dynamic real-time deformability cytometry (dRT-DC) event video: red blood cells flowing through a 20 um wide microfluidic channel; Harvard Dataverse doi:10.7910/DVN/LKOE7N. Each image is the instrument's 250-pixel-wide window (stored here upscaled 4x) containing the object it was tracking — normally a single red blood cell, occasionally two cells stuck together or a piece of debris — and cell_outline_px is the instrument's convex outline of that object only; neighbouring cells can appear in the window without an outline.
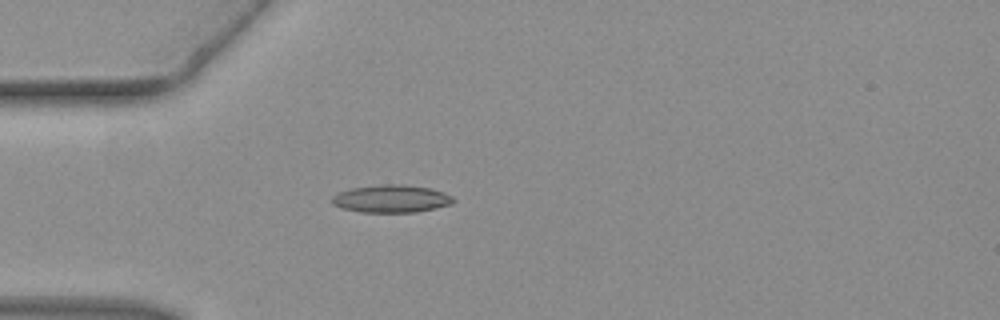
{"species": "common noctule bat (a hibernating species)", "species_latin": "Nyctalus noctula", "temperature_condition": "warm", "stored_images_in_passage": 32, "camera_frame_rate_fps": 3000, "um_per_image_px": 0.085, "animal": {"sex": "female", "body_mass_g": 19.3, "forearm_length_mm": 54.1}, "frame": {"image": 1, "passage_image": 1, "time_ms": 0.0, "image_size_px": [1000, 320], "cell_outline_px": [[456, 200], [452, 204], [416, 212], [360, 212], [344, 208], [332, 204], [332, 196], [340, 192], [352, 188], [380, 184], [404, 184], [432, 188], [444, 192], [452, 196]], "centroid_in_image_um": [33.3, 16.88], "position_along_channel_um": 51.7, "area_um2": 19.59}}
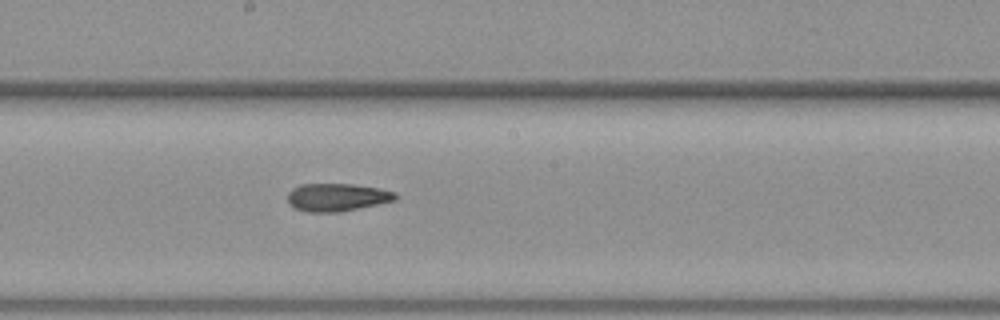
{"frame": {"image": 2, "passage_image": 13, "time_ms": 4.0, "image_size_px": [1000, 320], "cell_outline_px": [[396, 200], [340, 212], [308, 212], [296, 208], [288, 204], [288, 192], [292, 188], [300, 184], [352, 184], [380, 188], [396, 192]], "centroid_in_image_um": [28.63, 16.76], "position_along_channel_um": 219.6, "area_um2": 17.51}}
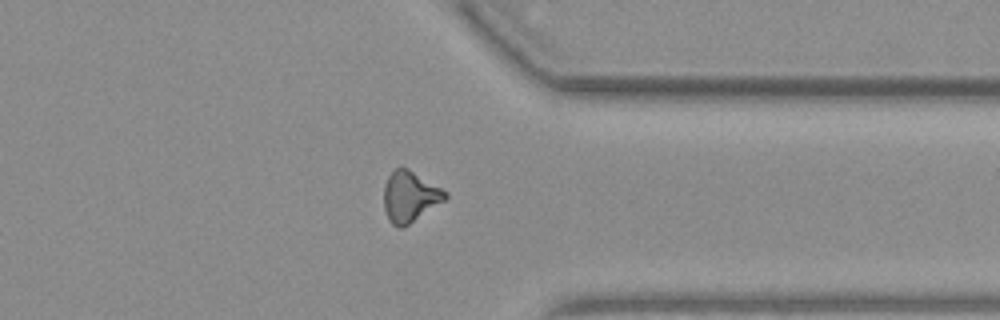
{"frame": {"image": 3, "passage_image": 24, "time_ms": 7.667, "image_size_px": [1000, 320], "cell_outline_px": [[448, 196], [444, 200], [404, 228], [396, 228], [388, 220], [384, 208], [384, 184], [388, 176], [400, 164], [448, 192]], "centroid_in_image_um": [34.81, 16.72], "position_along_channel_um": 376.6, "area_um2": 18.21}}